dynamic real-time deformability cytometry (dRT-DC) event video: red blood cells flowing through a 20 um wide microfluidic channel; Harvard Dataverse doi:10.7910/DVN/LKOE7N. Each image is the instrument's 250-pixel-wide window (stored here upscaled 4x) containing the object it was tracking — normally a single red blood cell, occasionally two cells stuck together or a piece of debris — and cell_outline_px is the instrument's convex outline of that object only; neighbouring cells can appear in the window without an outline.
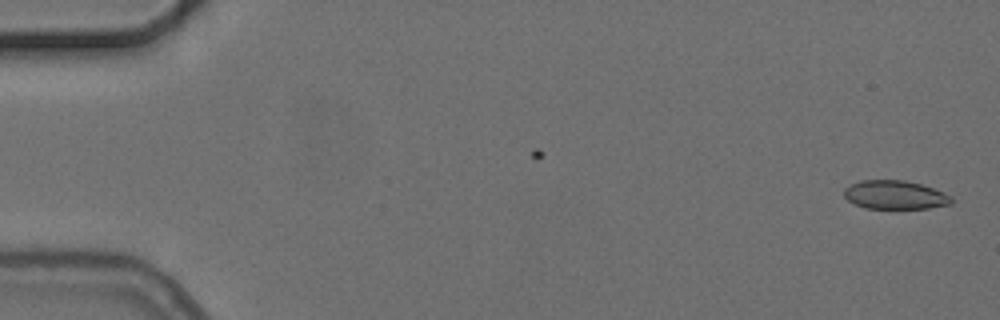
{"species": "common noctule bat (a hibernating species)", "species_latin": "Nyctalus noctula", "temperature_condition": "cold", "stored_images_in_passage": 2, "camera_frame_rate_fps": 3000, "um_per_image_px": 0.085, "animal": {"sex": "female", "body_mass_g": 24.6, "forearm_length_mm": 56.2}, "frame": {"image": 1, "passage_image": 2, "time_ms": 1.333, "image_size_px": [1000, 320], "cell_outline_px": [[952, 204], [928, 208], [864, 208], [848, 200], [844, 196], [844, 188], [860, 180], [904, 180], [920, 184], [932, 188], [952, 196]], "centroid_in_image_um": [76.07, 16.56], "position_along_channel_um": 8.9, "area_um2": 17.8}}